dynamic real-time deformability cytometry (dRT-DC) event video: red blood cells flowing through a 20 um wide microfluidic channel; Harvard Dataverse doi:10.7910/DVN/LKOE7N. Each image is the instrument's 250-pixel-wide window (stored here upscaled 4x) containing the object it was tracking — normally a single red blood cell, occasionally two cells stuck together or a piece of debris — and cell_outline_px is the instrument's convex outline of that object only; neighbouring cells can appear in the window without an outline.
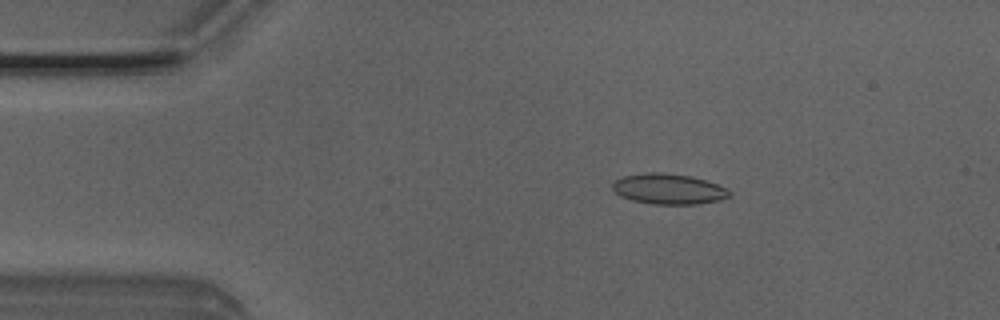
{"species": "Egyptian fruit bat (a non-hibernating species)", "species_latin": "Rousettus aegyptiacus", "temperature_condition": "room temperature", "stored_images_in_passage": 3, "camera_frame_rate_fps": 3000, "um_per_image_px": 0.085, "animal": {"sex": "male"}, "frame": {"image": 1, "passage_image": 2, "time_ms": 0.333, "image_size_px": [1000, 320], "cell_outline_px": [[732, 192], [728, 196], [720, 200], [696, 204], [652, 204], [632, 200], [620, 196], [612, 188], [612, 184], [616, 180], [624, 176], [648, 172], [660, 172], [692, 176], [728, 188]], "centroid_in_image_um": [56.83, 16.06], "position_along_channel_um": 28.2, "area_um2": 20.69}}
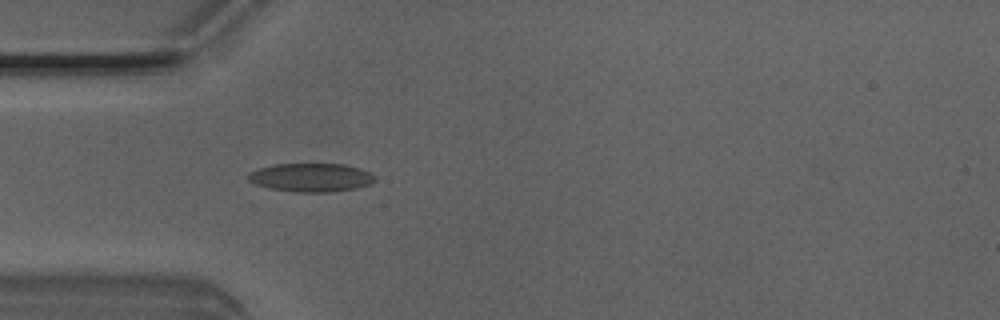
{"frame": {"image": 2, "passage_image": 3, "time_ms": 0.667, "image_size_px": [1000, 320], "cell_outline_px": [[376, 180], [372, 184], [356, 188], [332, 192], [292, 192], [268, 188], [252, 184], [248, 180], [248, 176], [252, 172], [260, 168], [276, 164], [344, 164], [360, 168], [372, 172], [376, 176]], "centroid_in_image_um": [26.49, 15.1], "position_along_channel_um": 58.5, "area_um2": 21.33}}